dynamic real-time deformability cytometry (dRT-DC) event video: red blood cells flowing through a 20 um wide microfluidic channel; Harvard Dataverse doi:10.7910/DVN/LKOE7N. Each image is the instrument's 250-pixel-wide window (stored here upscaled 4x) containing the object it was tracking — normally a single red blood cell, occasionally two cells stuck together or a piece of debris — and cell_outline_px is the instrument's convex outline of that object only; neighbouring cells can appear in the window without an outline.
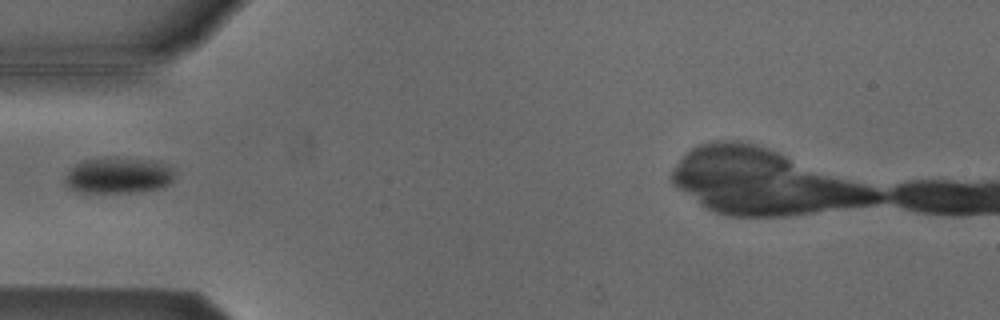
{"species": "Egyptian fruit bat (a non-hibernating species)", "species_latin": "Rousettus aegyptiacus", "temperature_condition": "cold", "stored_images_in_passage": 4, "camera_frame_rate_fps": 3000, "um_per_image_px": 0.085, "animal": {"sex": "male"}, "frame": {"image": 1, "passage_image": 4, "time_ms": 1.0, "image_size_px": [1000, 320], "cell_outline_px": [[172, 180], [164, 188], [140, 192], [80, 192], [68, 188], [64, 184], [64, 176], [68, 168], [84, 160], [112, 156], [116, 156], [160, 160], [172, 168]], "centroid_in_image_um": [10.04, 14.88], "position_along_channel_um": 75.0, "area_um2": 23.81}}